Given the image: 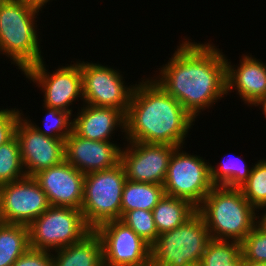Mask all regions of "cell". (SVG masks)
I'll use <instances>...</instances> for the list:
<instances>
[{
	"mask_svg": "<svg viewBox=\"0 0 266 266\" xmlns=\"http://www.w3.org/2000/svg\"><path fill=\"white\" fill-rule=\"evenodd\" d=\"M45 62L28 68L23 74L43 91V106L58 108L70 112L69 107L78 97L83 100L81 61L70 63L66 66H59L52 74L48 72ZM48 72V73H47Z\"/></svg>",
	"mask_w": 266,
	"mask_h": 266,
	"instance_id": "cell-10",
	"label": "cell"
},
{
	"mask_svg": "<svg viewBox=\"0 0 266 266\" xmlns=\"http://www.w3.org/2000/svg\"><path fill=\"white\" fill-rule=\"evenodd\" d=\"M126 180L121 163L85 175L81 212L91 230L95 231L106 222L120 220Z\"/></svg>",
	"mask_w": 266,
	"mask_h": 266,
	"instance_id": "cell-5",
	"label": "cell"
},
{
	"mask_svg": "<svg viewBox=\"0 0 266 266\" xmlns=\"http://www.w3.org/2000/svg\"><path fill=\"white\" fill-rule=\"evenodd\" d=\"M211 239L241 243L256 225V209L241 189L214 186L197 207Z\"/></svg>",
	"mask_w": 266,
	"mask_h": 266,
	"instance_id": "cell-4",
	"label": "cell"
},
{
	"mask_svg": "<svg viewBox=\"0 0 266 266\" xmlns=\"http://www.w3.org/2000/svg\"><path fill=\"white\" fill-rule=\"evenodd\" d=\"M122 147L111 141L89 140L74 131L65 139V161L83 174L106 170L120 163Z\"/></svg>",
	"mask_w": 266,
	"mask_h": 266,
	"instance_id": "cell-16",
	"label": "cell"
},
{
	"mask_svg": "<svg viewBox=\"0 0 266 266\" xmlns=\"http://www.w3.org/2000/svg\"><path fill=\"white\" fill-rule=\"evenodd\" d=\"M228 158L215 167L210 164L211 181L215 186L240 189L247 182L252 167H247L239 156Z\"/></svg>",
	"mask_w": 266,
	"mask_h": 266,
	"instance_id": "cell-23",
	"label": "cell"
},
{
	"mask_svg": "<svg viewBox=\"0 0 266 266\" xmlns=\"http://www.w3.org/2000/svg\"><path fill=\"white\" fill-rule=\"evenodd\" d=\"M260 209L264 210L265 212L262 213L261 216H258L257 212H259ZM256 215H257L256 216V219H257L256 220V226L259 227L260 229L266 231V204L265 205H261V206L256 208Z\"/></svg>",
	"mask_w": 266,
	"mask_h": 266,
	"instance_id": "cell-32",
	"label": "cell"
},
{
	"mask_svg": "<svg viewBox=\"0 0 266 266\" xmlns=\"http://www.w3.org/2000/svg\"><path fill=\"white\" fill-rule=\"evenodd\" d=\"M244 260L266 263V231L256 225L241 242Z\"/></svg>",
	"mask_w": 266,
	"mask_h": 266,
	"instance_id": "cell-29",
	"label": "cell"
},
{
	"mask_svg": "<svg viewBox=\"0 0 266 266\" xmlns=\"http://www.w3.org/2000/svg\"><path fill=\"white\" fill-rule=\"evenodd\" d=\"M43 108L47 110L43 119L45 129L36 124L34 125L31 122V119L29 120L27 117L26 119L43 135L65 141L73 131V120L71 118L73 114L58 108H50L46 106H43Z\"/></svg>",
	"mask_w": 266,
	"mask_h": 266,
	"instance_id": "cell-26",
	"label": "cell"
},
{
	"mask_svg": "<svg viewBox=\"0 0 266 266\" xmlns=\"http://www.w3.org/2000/svg\"><path fill=\"white\" fill-rule=\"evenodd\" d=\"M26 177L21 160L20 147L14 136L0 146V186Z\"/></svg>",
	"mask_w": 266,
	"mask_h": 266,
	"instance_id": "cell-25",
	"label": "cell"
},
{
	"mask_svg": "<svg viewBox=\"0 0 266 266\" xmlns=\"http://www.w3.org/2000/svg\"><path fill=\"white\" fill-rule=\"evenodd\" d=\"M120 221L130 227L150 246H152L157 240L159 234L152 211L143 209L127 211L121 216Z\"/></svg>",
	"mask_w": 266,
	"mask_h": 266,
	"instance_id": "cell-28",
	"label": "cell"
},
{
	"mask_svg": "<svg viewBox=\"0 0 266 266\" xmlns=\"http://www.w3.org/2000/svg\"><path fill=\"white\" fill-rule=\"evenodd\" d=\"M73 119V131L80 137L110 141L115 130L125 134V114L115 108L84 104Z\"/></svg>",
	"mask_w": 266,
	"mask_h": 266,
	"instance_id": "cell-18",
	"label": "cell"
},
{
	"mask_svg": "<svg viewBox=\"0 0 266 266\" xmlns=\"http://www.w3.org/2000/svg\"><path fill=\"white\" fill-rule=\"evenodd\" d=\"M182 148L176 147L170 157L164 192L198 207L215 186L211 181L210 163L200 155L186 153Z\"/></svg>",
	"mask_w": 266,
	"mask_h": 266,
	"instance_id": "cell-8",
	"label": "cell"
},
{
	"mask_svg": "<svg viewBox=\"0 0 266 266\" xmlns=\"http://www.w3.org/2000/svg\"><path fill=\"white\" fill-rule=\"evenodd\" d=\"M54 252L53 266H104L102 241L94 230L81 241Z\"/></svg>",
	"mask_w": 266,
	"mask_h": 266,
	"instance_id": "cell-19",
	"label": "cell"
},
{
	"mask_svg": "<svg viewBox=\"0 0 266 266\" xmlns=\"http://www.w3.org/2000/svg\"><path fill=\"white\" fill-rule=\"evenodd\" d=\"M33 178L45 192L50 206L81 210L85 174L65 160L38 172Z\"/></svg>",
	"mask_w": 266,
	"mask_h": 266,
	"instance_id": "cell-15",
	"label": "cell"
},
{
	"mask_svg": "<svg viewBox=\"0 0 266 266\" xmlns=\"http://www.w3.org/2000/svg\"><path fill=\"white\" fill-rule=\"evenodd\" d=\"M49 207L45 192L33 177L0 186V222L29 226Z\"/></svg>",
	"mask_w": 266,
	"mask_h": 266,
	"instance_id": "cell-12",
	"label": "cell"
},
{
	"mask_svg": "<svg viewBox=\"0 0 266 266\" xmlns=\"http://www.w3.org/2000/svg\"><path fill=\"white\" fill-rule=\"evenodd\" d=\"M141 81L125 115V141L183 146L195 119L153 77Z\"/></svg>",
	"mask_w": 266,
	"mask_h": 266,
	"instance_id": "cell-2",
	"label": "cell"
},
{
	"mask_svg": "<svg viewBox=\"0 0 266 266\" xmlns=\"http://www.w3.org/2000/svg\"><path fill=\"white\" fill-rule=\"evenodd\" d=\"M21 111V112H20ZM17 108H0V146L10 141L15 136V129L22 110Z\"/></svg>",
	"mask_w": 266,
	"mask_h": 266,
	"instance_id": "cell-30",
	"label": "cell"
},
{
	"mask_svg": "<svg viewBox=\"0 0 266 266\" xmlns=\"http://www.w3.org/2000/svg\"><path fill=\"white\" fill-rule=\"evenodd\" d=\"M26 1L40 8H43V6H45V4L51 0H26Z\"/></svg>",
	"mask_w": 266,
	"mask_h": 266,
	"instance_id": "cell-33",
	"label": "cell"
},
{
	"mask_svg": "<svg viewBox=\"0 0 266 266\" xmlns=\"http://www.w3.org/2000/svg\"><path fill=\"white\" fill-rule=\"evenodd\" d=\"M23 116L17 122L15 137L19 143L25 174L33 177L65 160V141L43 135Z\"/></svg>",
	"mask_w": 266,
	"mask_h": 266,
	"instance_id": "cell-14",
	"label": "cell"
},
{
	"mask_svg": "<svg viewBox=\"0 0 266 266\" xmlns=\"http://www.w3.org/2000/svg\"><path fill=\"white\" fill-rule=\"evenodd\" d=\"M127 143L120 155L127 180L163 185L176 146L133 141Z\"/></svg>",
	"mask_w": 266,
	"mask_h": 266,
	"instance_id": "cell-13",
	"label": "cell"
},
{
	"mask_svg": "<svg viewBox=\"0 0 266 266\" xmlns=\"http://www.w3.org/2000/svg\"><path fill=\"white\" fill-rule=\"evenodd\" d=\"M29 248L27 225L0 222V266H12Z\"/></svg>",
	"mask_w": 266,
	"mask_h": 266,
	"instance_id": "cell-22",
	"label": "cell"
},
{
	"mask_svg": "<svg viewBox=\"0 0 266 266\" xmlns=\"http://www.w3.org/2000/svg\"><path fill=\"white\" fill-rule=\"evenodd\" d=\"M244 266H266V263L261 262H251L244 260Z\"/></svg>",
	"mask_w": 266,
	"mask_h": 266,
	"instance_id": "cell-34",
	"label": "cell"
},
{
	"mask_svg": "<svg viewBox=\"0 0 266 266\" xmlns=\"http://www.w3.org/2000/svg\"><path fill=\"white\" fill-rule=\"evenodd\" d=\"M120 70L97 63L81 62L83 104L111 107L128 112L134 85L128 87Z\"/></svg>",
	"mask_w": 266,
	"mask_h": 266,
	"instance_id": "cell-9",
	"label": "cell"
},
{
	"mask_svg": "<svg viewBox=\"0 0 266 266\" xmlns=\"http://www.w3.org/2000/svg\"><path fill=\"white\" fill-rule=\"evenodd\" d=\"M247 182L240 188L247 201L256 209L266 204V159L252 165Z\"/></svg>",
	"mask_w": 266,
	"mask_h": 266,
	"instance_id": "cell-27",
	"label": "cell"
},
{
	"mask_svg": "<svg viewBox=\"0 0 266 266\" xmlns=\"http://www.w3.org/2000/svg\"><path fill=\"white\" fill-rule=\"evenodd\" d=\"M164 187L160 184L126 180L121 201V216L131 210L152 211L164 196Z\"/></svg>",
	"mask_w": 266,
	"mask_h": 266,
	"instance_id": "cell-21",
	"label": "cell"
},
{
	"mask_svg": "<svg viewBox=\"0 0 266 266\" xmlns=\"http://www.w3.org/2000/svg\"><path fill=\"white\" fill-rule=\"evenodd\" d=\"M184 266H200L199 263H190V264H186Z\"/></svg>",
	"mask_w": 266,
	"mask_h": 266,
	"instance_id": "cell-36",
	"label": "cell"
},
{
	"mask_svg": "<svg viewBox=\"0 0 266 266\" xmlns=\"http://www.w3.org/2000/svg\"><path fill=\"white\" fill-rule=\"evenodd\" d=\"M199 264L200 266H244L241 243L211 239Z\"/></svg>",
	"mask_w": 266,
	"mask_h": 266,
	"instance_id": "cell-24",
	"label": "cell"
},
{
	"mask_svg": "<svg viewBox=\"0 0 266 266\" xmlns=\"http://www.w3.org/2000/svg\"><path fill=\"white\" fill-rule=\"evenodd\" d=\"M95 232L102 241L104 266H151V246L122 221L106 222Z\"/></svg>",
	"mask_w": 266,
	"mask_h": 266,
	"instance_id": "cell-11",
	"label": "cell"
},
{
	"mask_svg": "<svg viewBox=\"0 0 266 266\" xmlns=\"http://www.w3.org/2000/svg\"><path fill=\"white\" fill-rule=\"evenodd\" d=\"M197 212L191 202L164 194L153 208L152 214L158 234L179 227Z\"/></svg>",
	"mask_w": 266,
	"mask_h": 266,
	"instance_id": "cell-20",
	"label": "cell"
},
{
	"mask_svg": "<svg viewBox=\"0 0 266 266\" xmlns=\"http://www.w3.org/2000/svg\"><path fill=\"white\" fill-rule=\"evenodd\" d=\"M12 266H53L51 251L29 248Z\"/></svg>",
	"mask_w": 266,
	"mask_h": 266,
	"instance_id": "cell-31",
	"label": "cell"
},
{
	"mask_svg": "<svg viewBox=\"0 0 266 266\" xmlns=\"http://www.w3.org/2000/svg\"><path fill=\"white\" fill-rule=\"evenodd\" d=\"M210 240L204 219L196 212L179 227L158 235L151 246V266L199 263Z\"/></svg>",
	"mask_w": 266,
	"mask_h": 266,
	"instance_id": "cell-6",
	"label": "cell"
},
{
	"mask_svg": "<svg viewBox=\"0 0 266 266\" xmlns=\"http://www.w3.org/2000/svg\"><path fill=\"white\" fill-rule=\"evenodd\" d=\"M30 248L53 252L81 241L92 230L81 210L50 206L29 226Z\"/></svg>",
	"mask_w": 266,
	"mask_h": 266,
	"instance_id": "cell-7",
	"label": "cell"
},
{
	"mask_svg": "<svg viewBox=\"0 0 266 266\" xmlns=\"http://www.w3.org/2000/svg\"><path fill=\"white\" fill-rule=\"evenodd\" d=\"M257 106H260L259 108L262 109V111H263L262 114H264L265 115L264 117L266 118V98L263 99Z\"/></svg>",
	"mask_w": 266,
	"mask_h": 266,
	"instance_id": "cell-35",
	"label": "cell"
},
{
	"mask_svg": "<svg viewBox=\"0 0 266 266\" xmlns=\"http://www.w3.org/2000/svg\"><path fill=\"white\" fill-rule=\"evenodd\" d=\"M228 60L226 57V94L235 89L245 104L256 107L266 98V64L248 54L242 55L239 66Z\"/></svg>",
	"mask_w": 266,
	"mask_h": 266,
	"instance_id": "cell-17",
	"label": "cell"
},
{
	"mask_svg": "<svg viewBox=\"0 0 266 266\" xmlns=\"http://www.w3.org/2000/svg\"><path fill=\"white\" fill-rule=\"evenodd\" d=\"M177 45L154 80L194 118L226 94V55L215 44L191 42Z\"/></svg>",
	"mask_w": 266,
	"mask_h": 266,
	"instance_id": "cell-1",
	"label": "cell"
},
{
	"mask_svg": "<svg viewBox=\"0 0 266 266\" xmlns=\"http://www.w3.org/2000/svg\"><path fill=\"white\" fill-rule=\"evenodd\" d=\"M39 11L26 0H0V54L22 73L44 60L36 26Z\"/></svg>",
	"mask_w": 266,
	"mask_h": 266,
	"instance_id": "cell-3",
	"label": "cell"
}]
</instances>
